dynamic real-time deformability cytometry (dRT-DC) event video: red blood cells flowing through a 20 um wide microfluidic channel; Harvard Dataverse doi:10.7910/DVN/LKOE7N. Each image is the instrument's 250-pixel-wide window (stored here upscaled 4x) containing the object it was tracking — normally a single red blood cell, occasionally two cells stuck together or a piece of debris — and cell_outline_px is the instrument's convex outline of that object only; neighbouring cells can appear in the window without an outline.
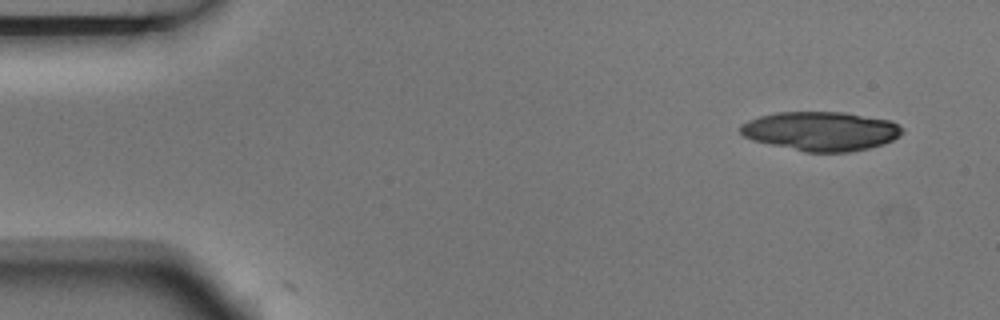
{"species": "Egyptian fruit bat (a non-hibernating species)", "species_latin": "Rousettus aegyptiacus", "temperature_condition": "room temperature", "stored_images_in_passage": 4, "camera_frame_rate_fps": 3000, "um_per_image_px": 0.085, "animal": {"sex": "male"}, "frame": {"image": 1, "passage_image": 1, "time_ms": 0.0, "image_size_px": [1000, 320], "cell_outline_px": [[904, 132], [900, 136], [884, 144], [868, 148], [848, 152], [804, 152], [752, 140], [744, 136], [740, 132], [740, 124], [748, 120], [760, 116], [776, 112], [844, 112], [892, 120], [904, 128]], "centroid_in_image_um": [69.8, 11.14], "position_along_channel_um": 15.2, "area_um2": 37.17}}